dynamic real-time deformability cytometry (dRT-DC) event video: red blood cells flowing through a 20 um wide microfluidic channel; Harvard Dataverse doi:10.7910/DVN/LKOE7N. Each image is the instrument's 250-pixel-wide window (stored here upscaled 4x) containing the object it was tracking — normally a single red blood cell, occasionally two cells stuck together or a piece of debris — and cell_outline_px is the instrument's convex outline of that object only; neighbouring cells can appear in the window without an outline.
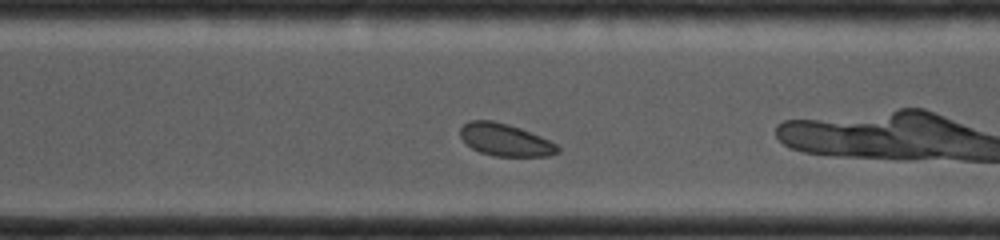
{"species": "common noctule bat (a hibernating species)", "species_latin": "Nyctalus noctula", "temperature_condition": "cold", "stored_images_in_passage": 42, "camera_frame_rate_fps": 4000, "um_per_image_px": 0.085, "animal": {"sex": "female", "body_mass_g": 19.0, "forearm_length_mm": 53.3}, "frame": {"image": 1, "passage_image": 30, "time_ms": 5.25, "image_size_px": [1000, 240], "cell_outline_px": [[560, 152], [548, 156], [492, 156], [480, 152], [472, 148], [460, 136], [460, 128], [468, 120], [492, 120], [508, 124], [520, 128], [540, 136], [556, 144], [560, 148]], "centroid_in_image_um": [42.94, 11.89], "position_along_channel_um": 327.7, "area_um2": 18.32}}